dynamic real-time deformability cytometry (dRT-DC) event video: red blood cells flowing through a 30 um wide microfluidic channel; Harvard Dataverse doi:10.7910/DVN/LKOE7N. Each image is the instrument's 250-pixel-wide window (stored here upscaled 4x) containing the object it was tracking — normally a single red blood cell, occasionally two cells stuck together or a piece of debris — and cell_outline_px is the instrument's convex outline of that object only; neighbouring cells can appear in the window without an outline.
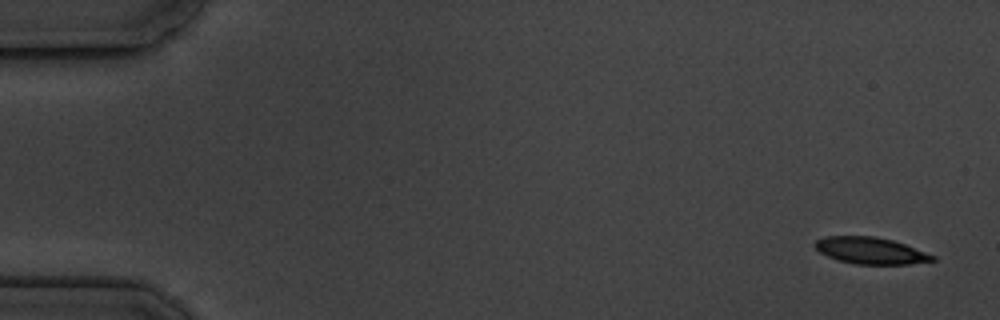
{"species": "common noctule bat (a hibernating species)", "species_latin": "Nyctalus noctula", "temperature_condition": "cold", "stored_images_in_passage": 6, "camera_frame_rate_fps": 3000, "um_per_image_px": 0.085, "animal": {"sex": "male", "body_mass_g": 19.5, "forearm_length_mm": 54.6}, "frame": {"image": 1, "passage_image": 1, "time_ms": 0.0, "image_size_px": [1000, 320], "cell_outline_px": [[936, 260], [908, 264], [856, 264], [840, 260], [828, 256], [820, 252], [812, 244], [816, 240], [824, 236], [876, 236], [892, 240], [904, 244], [936, 256]], "centroid_in_image_um": [73.98, 21.29], "position_along_channel_um": 11.0, "area_um2": 18.15}}
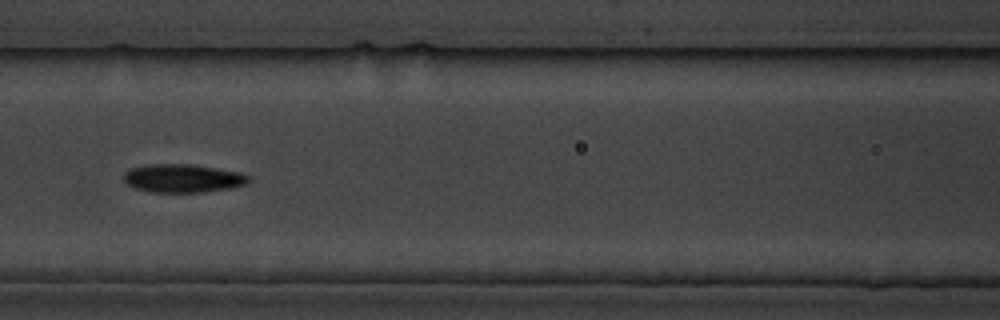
{"frame": {"image": 2, "passage_image": 6, "time_ms": 7.667, "image_size_px": [1000, 320], "cell_outline_px": [[252, 180], [244, 184], [228, 188], [204, 192], [148, 192], [136, 188], [128, 184], [124, 180], [124, 172], [132, 168], [148, 164], [192, 164], [240, 172], [248, 176]], "centroid_in_image_um": [15.53, 15.15], "position_along_channel_um": 151.1, "area_um2": 20.52}}